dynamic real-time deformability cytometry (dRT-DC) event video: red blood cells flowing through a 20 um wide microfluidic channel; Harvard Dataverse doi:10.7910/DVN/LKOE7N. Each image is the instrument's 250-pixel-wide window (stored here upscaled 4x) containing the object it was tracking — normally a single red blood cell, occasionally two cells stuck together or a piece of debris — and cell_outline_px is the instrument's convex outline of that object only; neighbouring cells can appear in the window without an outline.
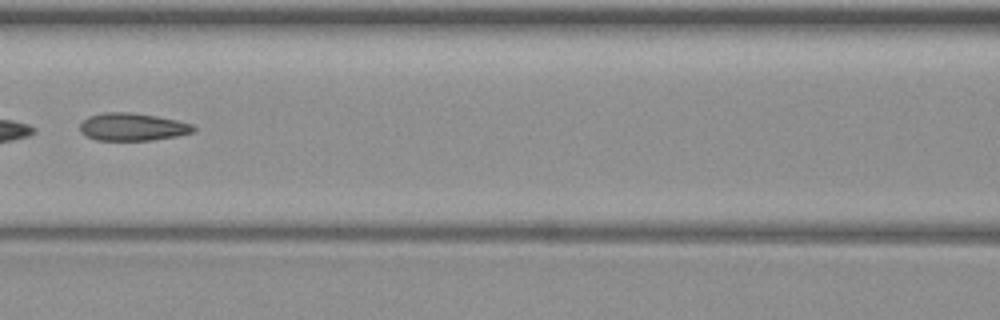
{"species": "common noctule bat (a hibernating species)", "species_latin": "Nyctalus noctula", "temperature_condition": "warm", "stored_images_in_passage": 7, "camera_frame_rate_fps": 3000, "um_per_image_px": 0.085, "animal": {"sex": "female", "body_mass_g": 19.3, "forearm_length_mm": 54.1}, "frame": {"image": 1, "passage_image": 7, "time_ms": 8.0, "image_size_px": [1000, 320], "cell_outline_px": [[196, 132], [176, 136], [152, 140], [96, 140], [84, 136], [80, 132], [80, 124], [88, 116], [104, 112], [128, 112], [156, 116], [176, 120], [192, 124], [196, 128]], "centroid_in_image_um": [11.25, 10.79], "position_along_channel_um": 155.4, "area_um2": 18.38}}